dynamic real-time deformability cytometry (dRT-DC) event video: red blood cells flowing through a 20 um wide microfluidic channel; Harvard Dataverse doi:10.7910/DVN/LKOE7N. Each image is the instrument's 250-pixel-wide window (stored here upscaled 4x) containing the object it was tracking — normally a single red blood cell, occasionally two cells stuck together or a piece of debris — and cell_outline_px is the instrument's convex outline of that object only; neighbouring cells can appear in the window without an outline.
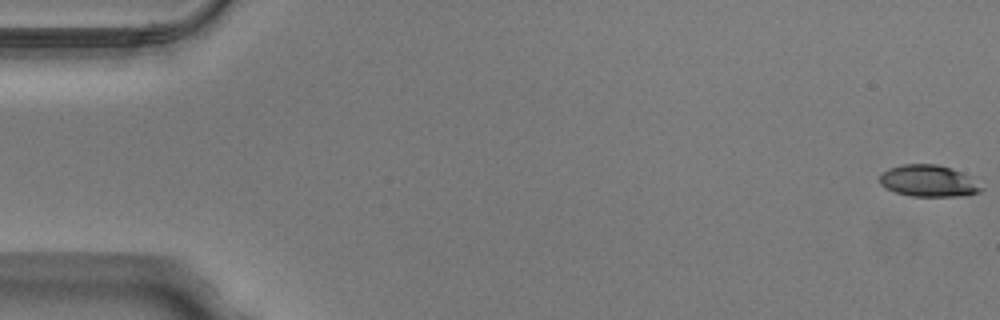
{"species": "Egyptian fruit bat (a non-hibernating species)", "species_latin": "Rousettus aegyptiacus", "temperature_condition": "warm", "stored_images_in_passage": 51, "camera_frame_rate_fps": 3000, "um_per_image_px": 0.085, "animal": {"sex": "male"}, "frame": {"image": 1, "passage_image": 1, "time_ms": 0.0, "image_size_px": [1000, 320], "cell_outline_px": [[984, 188], [980, 192], [964, 196], [912, 196], [896, 192], [880, 184], [880, 176], [888, 168], [904, 164], [936, 164], [952, 168], [960, 172]], "centroid_in_image_um": [78.91, 15.38], "position_along_channel_um": 6.1, "area_um2": 18.44}}
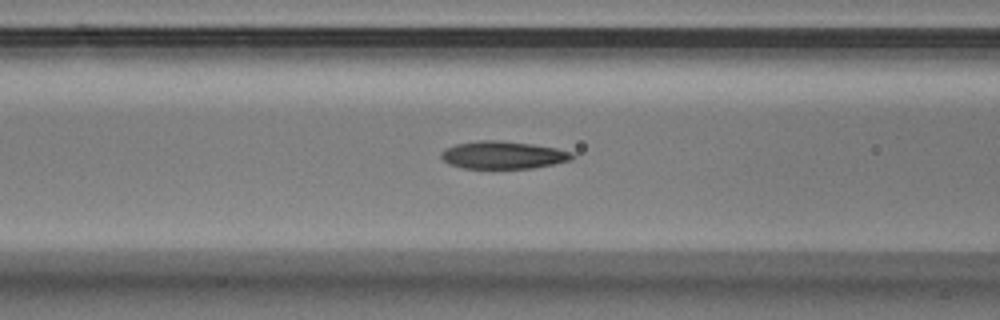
{"frame": {"image": 2, "passage_image": 21, "time_ms": 6.667, "image_size_px": [1000, 320], "cell_outline_px": [[576, 156], [572, 160], [532, 168], [464, 168], [448, 164], [440, 156], [440, 152], [444, 148], [456, 144], [480, 140], [500, 140], [532, 144], [556, 148], [572, 152]], "centroid_in_image_um": [42.75, 13.17], "position_along_channel_um": 123.9, "area_um2": 21.15}}
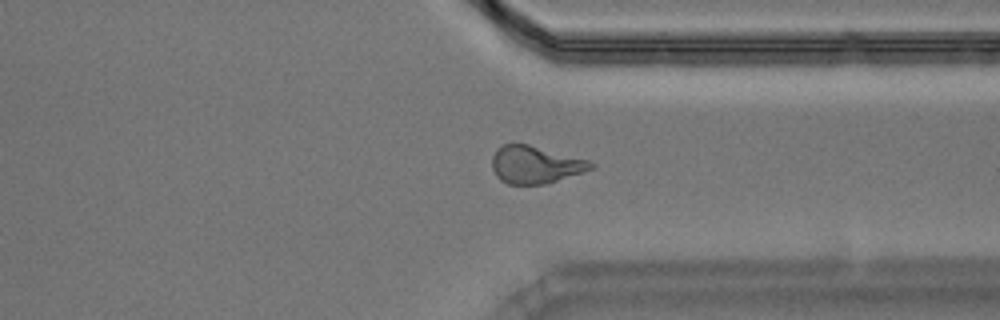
{"frame": {"image": 3, "passage_image": 39, "time_ms": 12.667, "image_size_px": [1000, 320], "cell_outline_px": [[596, 168], [544, 184], [508, 184], [500, 180], [496, 176], [492, 168], [492, 156], [496, 148], [504, 144], [528, 144], [588, 160], [596, 164]], "centroid_in_image_um": [45.49, 14.0], "position_along_channel_um": 365.9, "area_um2": 21.56}, "authors_computed_cell_mechanics": {"area_um2": 21.1548, "velocity_mm_per_s": 4.0423, "shape_relaxation_time_tau1_ms": 2.9946, "shape_relaxation_time_tau2_ms": 2.1816, "deformation_change_tau1": 0.1666, "deformation_change_tau2": 0.1143}}